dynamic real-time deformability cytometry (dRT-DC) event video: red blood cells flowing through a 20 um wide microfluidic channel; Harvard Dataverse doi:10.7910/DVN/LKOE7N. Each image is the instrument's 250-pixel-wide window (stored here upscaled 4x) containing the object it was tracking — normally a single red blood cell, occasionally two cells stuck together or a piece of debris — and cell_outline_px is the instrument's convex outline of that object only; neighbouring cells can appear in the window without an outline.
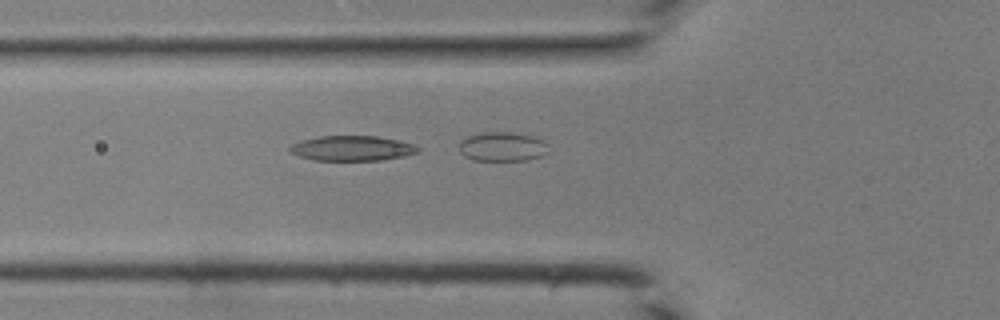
{"species": "common noctule bat (a hibernating species)", "species_latin": "Nyctalus noctula", "temperature_condition": "room temperature", "stored_images_in_passage": 41, "segment_of_instrument_passage": [2, 2], "camera_frame_rate_fps": 3000, "um_per_image_px": 0.085, "animal": {"sex": "male", "body_mass_g": 19.0, "forearm_length_mm": 50.8}, "frame": {"image": 1, "passage_image": 15, "time_ms": 4.667, "image_size_px": [1000, 320], "cell_outline_px": [[420, 152], [404, 156], [380, 160], [312, 160], [300, 156], [292, 152], [288, 148], [292, 144], [300, 140], [320, 136], [376, 136], [400, 140], [412, 144], [420, 148]], "centroid_in_image_um": [29.94, 12.6], "position_along_channel_um": 95.9, "area_um2": 18.67}}
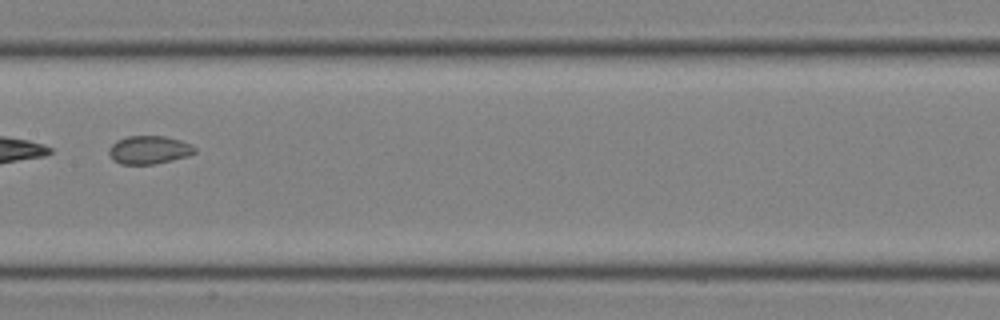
{"frame": {"image": 2, "passage_image": 22, "time_ms": 7.0, "image_size_px": [1000, 320], "cell_outline_px": [[196, 152], [188, 156], [172, 160], [152, 164], [120, 164], [112, 160], [108, 152], [108, 148], [116, 140], [128, 136], [164, 136], [180, 140], [192, 144], [196, 148]], "centroid_in_image_um": [12.66, 12.74], "position_along_channel_um": 194.7, "area_um2": 14.22}}
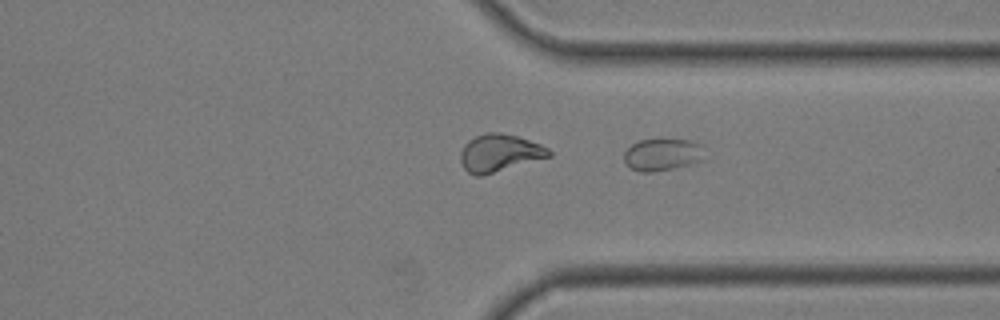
{"frame": {"image": 3, "passage_image": 32, "time_ms": 10.333, "image_size_px": [1000, 320], "cell_outline_px": [[704, 160], [672, 168], [652, 172], [640, 172], [628, 168], [624, 160], [624, 152], [632, 144], [640, 140], [660, 136], [664, 136], [692, 140], [704, 144]], "centroid_in_image_um": [56.33, 13.07], "position_along_channel_um": 355.1, "area_um2": 16.01}}